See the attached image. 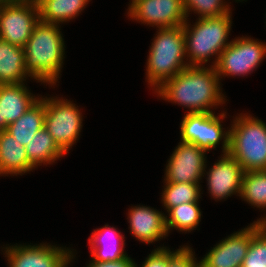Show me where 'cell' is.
<instances>
[{
    "label": "cell",
    "mask_w": 266,
    "mask_h": 267,
    "mask_svg": "<svg viewBox=\"0 0 266 267\" xmlns=\"http://www.w3.org/2000/svg\"><path fill=\"white\" fill-rule=\"evenodd\" d=\"M206 151L193 143L180 141L168 159L164 182L200 183L207 169Z\"/></svg>",
    "instance_id": "cell-13"
},
{
    "label": "cell",
    "mask_w": 266,
    "mask_h": 267,
    "mask_svg": "<svg viewBox=\"0 0 266 267\" xmlns=\"http://www.w3.org/2000/svg\"><path fill=\"white\" fill-rule=\"evenodd\" d=\"M220 82L215 67L189 65L154 93L163 100L187 107L188 113H213L215 107L227 101Z\"/></svg>",
    "instance_id": "cell-1"
},
{
    "label": "cell",
    "mask_w": 266,
    "mask_h": 267,
    "mask_svg": "<svg viewBox=\"0 0 266 267\" xmlns=\"http://www.w3.org/2000/svg\"><path fill=\"white\" fill-rule=\"evenodd\" d=\"M87 267H135V262L132 258L127 256L117 261L98 262L90 259Z\"/></svg>",
    "instance_id": "cell-30"
},
{
    "label": "cell",
    "mask_w": 266,
    "mask_h": 267,
    "mask_svg": "<svg viewBox=\"0 0 266 267\" xmlns=\"http://www.w3.org/2000/svg\"><path fill=\"white\" fill-rule=\"evenodd\" d=\"M45 97H41L15 122L7 126L9 132L21 145L25 146L33 136L44 128Z\"/></svg>",
    "instance_id": "cell-20"
},
{
    "label": "cell",
    "mask_w": 266,
    "mask_h": 267,
    "mask_svg": "<svg viewBox=\"0 0 266 267\" xmlns=\"http://www.w3.org/2000/svg\"><path fill=\"white\" fill-rule=\"evenodd\" d=\"M231 13L218 17L197 18L194 25L189 20L183 25L187 63L190 66H204L214 56L210 66L215 67L221 52L231 43ZM204 63V64H203Z\"/></svg>",
    "instance_id": "cell-3"
},
{
    "label": "cell",
    "mask_w": 266,
    "mask_h": 267,
    "mask_svg": "<svg viewBox=\"0 0 266 267\" xmlns=\"http://www.w3.org/2000/svg\"><path fill=\"white\" fill-rule=\"evenodd\" d=\"M38 6L39 20L45 23L59 24L68 22L86 8L90 0H35Z\"/></svg>",
    "instance_id": "cell-21"
},
{
    "label": "cell",
    "mask_w": 266,
    "mask_h": 267,
    "mask_svg": "<svg viewBox=\"0 0 266 267\" xmlns=\"http://www.w3.org/2000/svg\"><path fill=\"white\" fill-rule=\"evenodd\" d=\"M244 172L241 164L229 153L221 154L209 171H204L203 175H207L208 193L215 201L227 199L234 194L239 196Z\"/></svg>",
    "instance_id": "cell-14"
},
{
    "label": "cell",
    "mask_w": 266,
    "mask_h": 267,
    "mask_svg": "<svg viewBox=\"0 0 266 267\" xmlns=\"http://www.w3.org/2000/svg\"><path fill=\"white\" fill-rule=\"evenodd\" d=\"M149 50L146 80L154 91L189 66L183 26L157 28Z\"/></svg>",
    "instance_id": "cell-4"
},
{
    "label": "cell",
    "mask_w": 266,
    "mask_h": 267,
    "mask_svg": "<svg viewBox=\"0 0 266 267\" xmlns=\"http://www.w3.org/2000/svg\"><path fill=\"white\" fill-rule=\"evenodd\" d=\"M4 130V118H2L1 103H0V131Z\"/></svg>",
    "instance_id": "cell-32"
},
{
    "label": "cell",
    "mask_w": 266,
    "mask_h": 267,
    "mask_svg": "<svg viewBox=\"0 0 266 267\" xmlns=\"http://www.w3.org/2000/svg\"><path fill=\"white\" fill-rule=\"evenodd\" d=\"M114 226L106 224L95 229L88 238L93 261H117L128 256L124 251V236Z\"/></svg>",
    "instance_id": "cell-16"
},
{
    "label": "cell",
    "mask_w": 266,
    "mask_h": 267,
    "mask_svg": "<svg viewBox=\"0 0 266 267\" xmlns=\"http://www.w3.org/2000/svg\"><path fill=\"white\" fill-rule=\"evenodd\" d=\"M216 115L213 113H188L184 115L180 124V137L182 142L193 143L206 152L215 149L222 140V153L229 152V129L224 131L223 119L226 112Z\"/></svg>",
    "instance_id": "cell-7"
},
{
    "label": "cell",
    "mask_w": 266,
    "mask_h": 267,
    "mask_svg": "<svg viewBox=\"0 0 266 267\" xmlns=\"http://www.w3.org/2000/svg\"><path fill=\"white\" fill-rule=\"evenodd\" d=\"M131 234L140 242L151 244L168 236L165 214L152 207L132 206L128 211Z\"/></svg>",
    "instance_id": "cell-15"
},
{
    "label": "cell",
    "mask_w": 266,
    "mask_h": 267,
    "mask_svg": "<svg viewBox=\"0 0 266 267\" xmlns=\"http://www.w3.org/2000/svg\"><path fill=\"white\" fill-rule=\"evenodd\" d=\"M240 113L229 128V154L245 172L266 170V123Z\"/></svg>",
    "instance_id": "cell-5"
},
{
    "label": "cell",
    "mask_w": 266,
    "mask_h": 267,
    "mask_svg": "<svg viewBox=\"0 0 266 267\" xmlns=\"http://www.w3.org/2000/svg\"><path fill=\"white\" fill-rule=\"evenodd\" d=\"M29 162L37 168L38 166L55 163L57 159L66 155L55 143L48 131L42 128L30 142L25 145Z\"/></svg>",
    "instance_id": "cell-22"
},
{
    "label": "cell",
    "mask_w": 266,
    "mask_h": 267,
    "mask_svg": "<svg viewBox=\"0 0 266 267\" xmlns=\"http://www.w3.org/2000/svg\"><path fill=\"white\" fill-rule=\"evenodd\" d=\"M73 101L45 96L44 127L65 153L76 144L82 129V112Z\"/></svg>",
    "instance_id": "cell-6"
},
{
    "label": "cell",
    "mask_w": 266,
    "mask_h": 267,
    "mask_svg": "<svg viewBox=\"0 0 266 267\" xmlns=\"http://www.w3.org/2000/svg\"><path fill=\"white\" fill-rule=\"evenodd\" d=\"M28 77L24 49L0 39V85L25 83Z\"/></svg>",
    "instance_id": "cell-19"
},
{
    "label": "cell",
    "mask_w": 266,
    "mask_h": 267,
    "mask_svg": "<svg viewBox=\"0 0 266 267\" xmlns=\"http://www.w3.org/2000/svg\"><path fill=\"white\" fill-rule=\"evenodd\" d=\"M39 98L33 96L24 83L1 84L0 103L4 130L9 124L18 120Z\"/></svg>",
    "instance_id": "cell-17"
},
{
    "label": "cell",
    "mask_w": 266,
    "mask_h": 267,
    "mask_svg": "<svg viewBox=\"0 0 266 267\" xmlns=\"http://www.w3.org/2000/svg\"><path fill=\"white\" fill-rule=\"evenodd\" d=\"M199 201L182 203L176 207L171 208L165 216L166 229L168 234L171 230L176 229L180 232L189 233L199 225L201 221V210L198 206Z\"/></svg>",
    "instance_id": "cell-23"
},
{
    "label": "cell",
    "mask_w": 266,
    "mask_h": 267,
    "mask_svg": "<svg viewBox=\"0 0 266 267\" xmlns=\"http://www.w3.org/2000/svg\"><path fill=\"white\" fill-rule=\"evenodd\" d=\"M129 4L128 17L149 27L183 26L187 19L183 0H131Z\"/></svg>",
    "instance_id": "cell-11"
},
{
    "label": "cell",
    "mask_w": 266,
    "mask_h": 267,
    "mask_svg": "<svg viewBox=\"0 0 266 267\" xmlns=\"http://www.w3.org/2000/svg\"><path fill=\"white\" fill-rule=\"evenodd\" d=\"M59 24L39 20L23 47L25 70L32 80L56 85L65 59V42Z\"/></svg>",
    "instance_id": "cell-2"
},
{
    "label": "cell",
    "mask_w": 266,
    "mask_h": 267,
    "mask_svg": "<svg viewBox=\"0 0 266 267\" xmlns=\"http://www.w3.org/2000/svg\"><path fill=\"white\" fill-rule=\"evenodd\" d=\"M39 22L35 0L0 5V39L23 48Z\"/></svg>",
    "instance_id": "cell-10"
},
{
    "label": "cell",
    "mask_w": 266,
    "mask_h": 267,
    "mask_svg": "<svg viewBox=\"0 0 266 267\" xmlns=\"http://www.w3.org/2000/svg\"><path fill=\"white\" fill-rule=\"evenodd\" d=\"M266 58V43L250 37H237L221 52L215 66L221 80L225 76L251 74Z\"/></svg>",
    "instance_id": "cell-8"
},
{
    "label": "cell",
    "mask_w": 266,
    "mask_h": 267,
    "mask_svg": "<svg viewBox=\"0 0 266 267\" xmlns=\"http://www.w3.org/2000/svg\"><path fill=\"white\" fill-rule=\"evenodd\" d=\"M239 197L263 211L266 208V170L244 172Z\"/></svg>",
    "instance_id": "cell-24"
},
{
    "label": "cell",
    "mask_w": 266,
    "mask_h": 267,
    "mask_svg": "<svg viewBox=\"0 0 266 267\" xmlns=\"http://www.w3.org/2000/svg\"><path fill=\"white\" fill-rule=\"evenodd\" d=\"M28 0H0V5L1 4H18V3H23Z\"/></svg>",
    "instance_id": "cell-31"
},
{
    "label": "cell",
    "mask_w": 266,
    "mask_h": 267,
    "mask_svg": "<svg viewBox=\"0 0 266 267\" xmlns=\"http://www.w3.org/2000/svg\"><path fill=\"white\" fill-rule=\"evenodd\" d=\"M35 167L29 162L25 146L6 130L0 131V176L23 175Z\"/></svg>",
    "instance_id": "cell-18"
},
{
    "label": "cell",
    "mask_w": 266,
    "mask_h": 267,
    "mask_svg": "<svg viewBox=\"0 0 266 267\" xmlns=\"http://www.w3.org/2000/svg\"><path fill=\"white\" fill-rule=\"evenodd\" d=\"M266 224V216L249 226L223 238L199 261V267H242L247 255L252 232L261 224Z\"/></svg>",
    "instance_id": "cell-12"
},
{
    "label": "cell",
    "mask_w": 266,
    "mask_h": 267,
    "mask_svg": "<svg viewBox=\"0 0 266 267\" xmlns=\"http://www.w3.org/2000/svg\"><path fill=\"white\" fill-rule=\"evenodd\" d=\"M183 6L187 19L191 11L199 15L198 18L218 17L231 12L225 0H183Z\"/></svg>",
    "instance_id": "cell-27"
},
{
    "label": "cell",
    "mask_w": 266,
    "mask_h": 267,
    "mask_svg": "<svg viewBox=\"0 0 266 267\" xmlns=\"http://www.w3.org/2000/svg\"><path fill=\"white\" fill-rule=\"evenodd\" d=\"M8 267H69L75 254L70 248L46 243L3 247Z\"/></svg>",
    "instance_id": "cell-9"
},
{
    "label": "cell",
    "mask_w": 266,
    "mask_h": 267,
    "mask_svg": "<svg viewBox=\"0 0 266 267\" xmlns=\"http://www.w3.org/2000/svg\"><path fill=\"white\" fill-rule=\"evenodd\" d=\"M164 183L161 202L166 212L182 203L197 202L202 197L200 183Z\"/></svg>",
    "instance_id": "cell-25"
},
{
    "label": "cell",
    "mask_w": 266,
    "mask_h": 267,
    "mask_svg": "<svg viewBox=\"0 0 266 267\" xmlns=\"http://www.w3.org/2000/svg\"><path fill=\"white\" fill-rule=\"evenodd\" d=\"M194 255L192 247L186 245L175 251L168 247V267H199Z\"/></svg>",
    "instance_id": "cell-28"
},
{
    "label": "cell",
    "mask_w": 266,
    "mask_h": 267,
    "mask_svg": "<svg viewBox=\"0 0 266 267\" xmlns=\"http://www.w3.org/2000/svg\"><path fill=\"white\" fill-rule=\"evenodd\" d=\"M143 262L141 267H168V248L164 245L155 248ZM135 263V267H137Z\"/></svg>",
    "instance_id": "cell-29"
},
{
    "label": "cell",
    "mask_w": 266,
    "mask_h": 267,
    "mask_svg": "<svg viewBox=\"0 0 266 267\" xmlns=\"http://www.w3.org/2000/svg\"><path fill=\"white\" fill-rule=\"evenodd\" d=\"M242 267H266V224L261 223L253 232Z\"/></svg>",
    "instance_id": "cell-26"
}]
</instances>
